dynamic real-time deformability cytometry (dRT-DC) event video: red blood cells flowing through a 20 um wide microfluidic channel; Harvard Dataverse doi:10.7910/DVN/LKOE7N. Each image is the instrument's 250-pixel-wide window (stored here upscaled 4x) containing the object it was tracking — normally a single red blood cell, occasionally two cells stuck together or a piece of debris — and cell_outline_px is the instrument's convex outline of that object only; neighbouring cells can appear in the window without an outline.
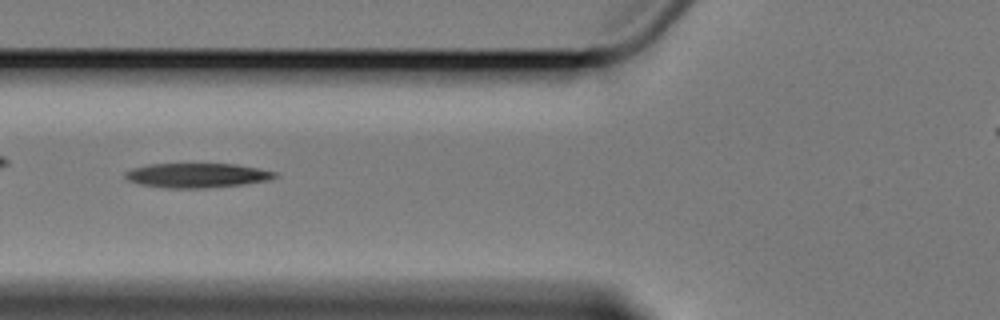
{"species": "Egyptian fruit bat (a non-hibernating species)", "species_latin": "Rousettus aegyptiacus", "temperature_condition": "cold", "stored_images_in_passage": 4, "camera_frame_rate_fps": 3000, "um_per_image_px": 0.085, "animal": {"sex": "female"}, "frame": {"image": 1, "passage_image": 3, "time_ms": 2.333, "image_size_px": [1000, 320], "cell_outline_px": [[276, 176], [268, 180], [244, 184], [204, 188], [164, 188], [140, 184], [128, 180], [124, 176], [124, 172], [132, 168], [148, 164], [236, 164], [276, 172]], "centroid_in_image_um": [16.69, 14.91], "position_along_channel_um": 109.1, "area_um2": 21.27}}
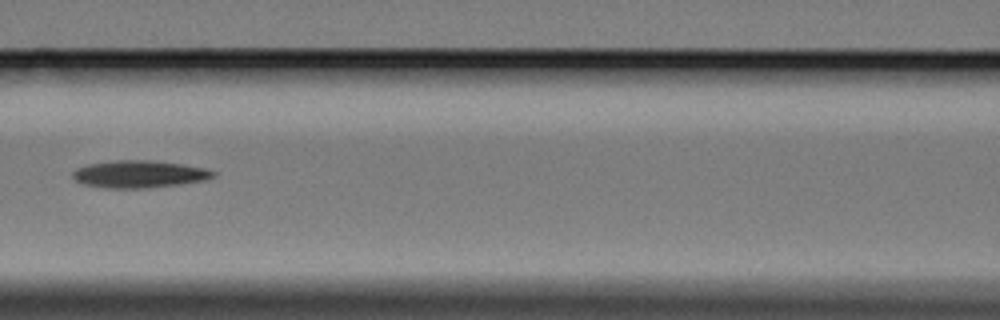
{"frame": {"image": 2, "passage_image": 4, "time_ms": 3.667, "image_size_px": [1000, 320], "cell_outline_px": [[216, 176], [204, 180], [176, 184], [144, 188], [104, 188], [84, 184], [76, 180], [72, 176], [72, 172], [76, 168], [88, 164], [116, 160], [144, 160], [180, 164], [204, 168], [216, 172]], "centroid_in_image_um": [11.79, 14.8], "position_along_channel_um": 154.8, "area_um2": 22.02}}